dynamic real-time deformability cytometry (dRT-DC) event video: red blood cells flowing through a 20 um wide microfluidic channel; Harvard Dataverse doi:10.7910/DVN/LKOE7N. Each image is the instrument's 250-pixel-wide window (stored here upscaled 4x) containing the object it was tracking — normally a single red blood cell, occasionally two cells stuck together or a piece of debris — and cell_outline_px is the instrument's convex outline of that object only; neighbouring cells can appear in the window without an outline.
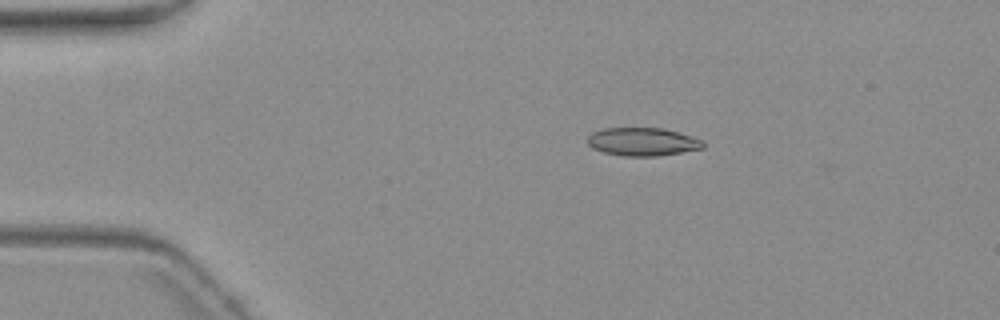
{"species": "common noctule bat (a hibernating species)", "species_latin": "Nyctalus noctula", "temperature_condition": "warm", "stored_images_in_passage": 3, "camera_frame_rate_fps": 3000, "um_per_image_px": 0.085, "animal": {"sex": "female", "body_mass_g": 19.3, "forearm_length_mm": 54.1}, "frame": {"image": 1, "passage_image": 1, "time_ms": 0.0, "image_size_px": [1000, 320], "cell_outline_px": [[704, 148], [656, 156], [624, 156], [604, 152], [592, 148], [588, 144], [588, 136], [592, 132], [604, 128], [664, 128], [704, 140]], "centroid_in_image_um": [54.62, 12.04], "position_along_channel_um": 30.4, "area_um2": 18.9}}